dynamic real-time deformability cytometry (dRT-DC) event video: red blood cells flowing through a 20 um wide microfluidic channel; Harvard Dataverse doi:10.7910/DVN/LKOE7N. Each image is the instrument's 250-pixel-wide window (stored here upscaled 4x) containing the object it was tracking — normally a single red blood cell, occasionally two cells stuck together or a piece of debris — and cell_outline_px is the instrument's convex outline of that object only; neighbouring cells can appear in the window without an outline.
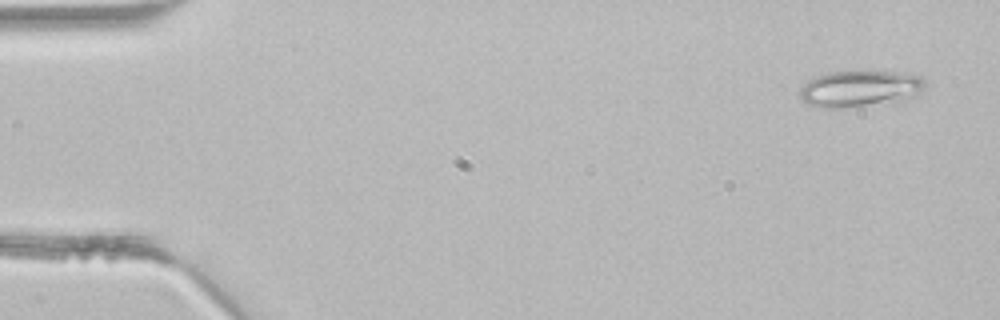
{"species": "common noctule bat (a hibernating species)", "species_latin": "Nyctalus noctula", "temperature_condition": "room temperature", "stored_images_in_passage": 5, "camera_frame_rate_fps": 3000, "um_per_image_px": 0.085, "animal": {"sex": "male", "body_mass_g": 21.5, "forearm_length_mm": 52.0}, "frame": {"image": 1, "passage_image": 1, "time_ms": 0.0, "image_size_px": [1000, 320], "cell_outline_px": [[928, 84], [920, 96], [912, 100], [832, 108], [820, 108], [808, 104], [800, 96], [800, 88], [808, 80], [816, 76], [832, 72], [904, 72], [920, 76]], "centroid_in_image_um": [73.2, 7.54], "position_along_channel_um": 11.8, "area_um2": 26.76}}